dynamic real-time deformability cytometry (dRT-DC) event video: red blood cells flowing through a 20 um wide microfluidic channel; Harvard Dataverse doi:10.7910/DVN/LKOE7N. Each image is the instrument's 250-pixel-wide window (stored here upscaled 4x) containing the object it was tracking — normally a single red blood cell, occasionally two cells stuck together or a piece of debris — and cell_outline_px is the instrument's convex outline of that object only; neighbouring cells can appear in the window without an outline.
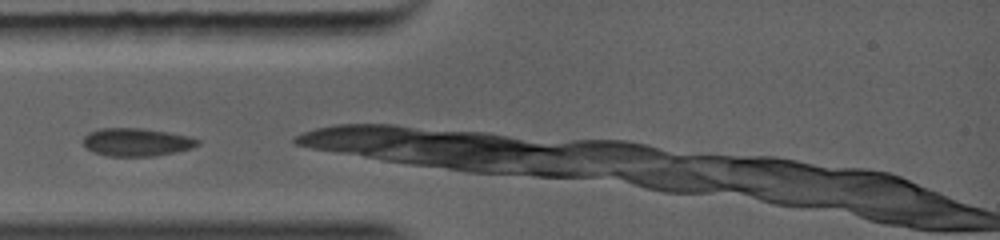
{"species": "common noctule bat (a hibernating species)", "species_latin": "Nyctalus noctula", "temperature_condition": "warm", "stored_images_in_passage": 12, "camera_frame_rate_fps": 5000, "um_per_image_px": 0.085, "animal": {"sex": "female", "body_mass_g": 19.0, "forearm_length_mm": 56.7}, "frame": {"image": 1, "passage_image": 1, "time_ms": 0.0, "image_size_px": [1000, 240], "cell_outline_px": [[200, 144], [192, 148], [176, 152], [156, 156], [108, 156], [92, 152], [84, 148], [84, 136], [92, 132], [104, 128], [124, 128], [164, 132], [184, 136], [200, 140]], "centroid_in_image_um": [11.58, 12.12], "position_along_channel_um": 73.4, "area_um2": 18.21}}
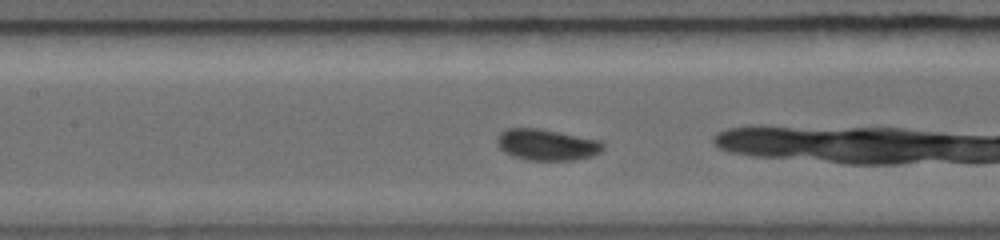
{"frame": {"image": 2, "passage_image": 6, "time_ms": 1.8, "image_size_px": [1000, 240], "cell_outline_px": [[600, 152], [592, 156], [576, 160], [524, 160], [512, 156], [504, 152], [500, 148], [500, 136], [504, 132], [516, 128], [520, 128], [548, 132], [592, 140], [600, 144]], "centroid_in_image_um": [46.43, 12.38], "position_along_channel_um": 161.0, "area_um2": 17.63}}
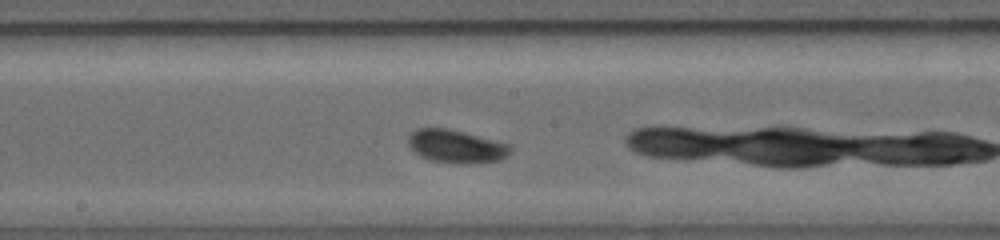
{"frame": {"image": 3, "passage_image": 9, "time_ms": 2.8, "image_size_px": [1000, 240], "cell_outline_px": [[508, 152], [500, 160], [476, 164], [452, 164], [432, 160], [420, 156], [412, 148], [412, 136], [416, 132], [428, 128], [432, 128], [452, 132], [504, 144], [508, 148]], "centroid_in_image_um": [38.77, 12.55], "position_along_channel_um": 209.4, "area_um2": 17.74}}